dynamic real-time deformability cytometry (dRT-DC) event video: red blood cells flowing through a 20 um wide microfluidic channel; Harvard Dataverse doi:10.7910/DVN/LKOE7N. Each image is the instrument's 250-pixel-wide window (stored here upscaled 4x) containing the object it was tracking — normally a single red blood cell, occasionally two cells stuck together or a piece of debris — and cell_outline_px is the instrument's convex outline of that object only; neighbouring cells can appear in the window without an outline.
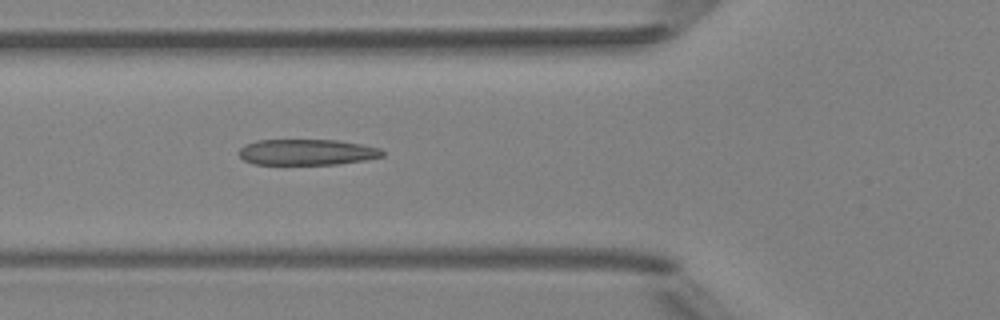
{"species": "Egyptian fruit bat (a non-hibernating species)", "species_latin": "Rousettus aegyptiacus", "temperature_condition": "room temperature", "stored_images_in_passage": 2, "camera_frame_rate_fps": 3000, "um_per_image_px": 0.085, "animal": {"sex": "female"}, "frame": {"image": 1, "passage_image": 2, "time_ms": 1.0, "image_size_px": [1000, 320], "cell_outline_px": [[384, 156], [364, 160], [340, 164], [256, 164], [244, 160], [236, 152], [244, 144], [256, 140], [336, 140], [360, 144], [380, 148], [384, 152]], "centroid_in_image_um": [26.06, 12.93], "position_along_channel_um": 99.7, "area_um2": 21.68}}